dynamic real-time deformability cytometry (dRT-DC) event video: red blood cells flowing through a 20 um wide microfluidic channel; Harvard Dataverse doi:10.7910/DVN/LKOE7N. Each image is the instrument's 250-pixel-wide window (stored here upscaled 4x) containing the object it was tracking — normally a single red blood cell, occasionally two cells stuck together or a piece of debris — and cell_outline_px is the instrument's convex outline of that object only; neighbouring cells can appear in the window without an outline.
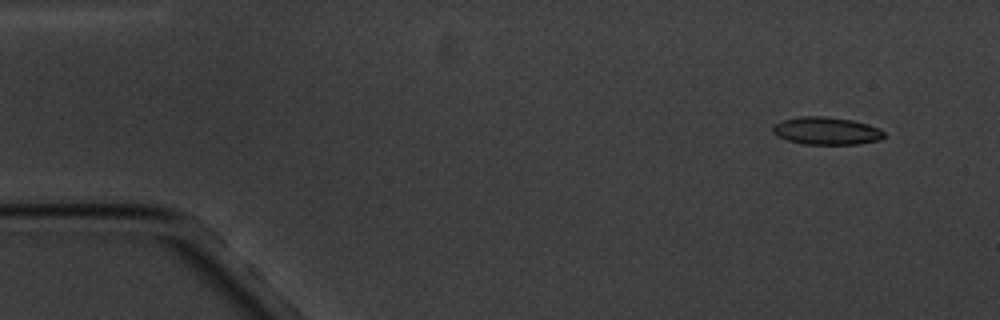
{"species": "common noctule bat (a hibernating species)", "species_latin": "Nyctalus noctula", "temperature_condition": "cold", "stored_images_in_passage": 5, "camera_frame_rate_fps": 3000, "um_per_image_px": 0.085, "animal": {"sex": "male", "body_mass_g": 20.1, "forearm_length_mm": 53.5}, "frame": {"image": 1, "passage_image": 1, "time_ms": 0.0, "image_size_px": [1000, 320], "cell_outline_px": [[884, 136], [880, 140], [860, 144], [804, 144], [788, 140], [776, 136], [772, 132], [772, 124], [784, 120], [800, 116], [828, 116], [852, 120], [868, 124], [880, 128], [884, 132]], "centroid_in_image_um": [70.24, 11.12], "position_along_channel_um": 14.8, "area_um2": 18.09}}
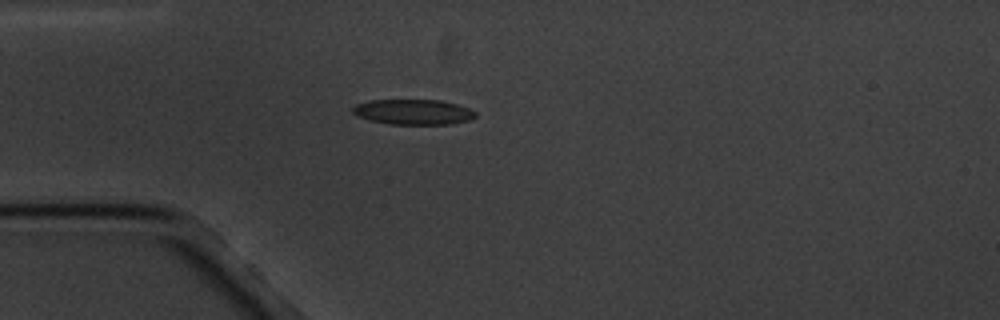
{"frame": {"image": 2, "passage_image": 4, "time_ms": 3.667, "image_size_px": [1000, 320], "cell_outline_px": [[476, 116], [468, 120], [452, 124], [388, 124], [356, 116], [352, 112], [352, 108], [356, 104], [368, 100], [440, 100], [456, 104], [468, 108], [476, 112]], "centroid_in_image_um": [35.1, 9.51], "position_along_channel_um": 49.9, "area_um2": 18.03}}